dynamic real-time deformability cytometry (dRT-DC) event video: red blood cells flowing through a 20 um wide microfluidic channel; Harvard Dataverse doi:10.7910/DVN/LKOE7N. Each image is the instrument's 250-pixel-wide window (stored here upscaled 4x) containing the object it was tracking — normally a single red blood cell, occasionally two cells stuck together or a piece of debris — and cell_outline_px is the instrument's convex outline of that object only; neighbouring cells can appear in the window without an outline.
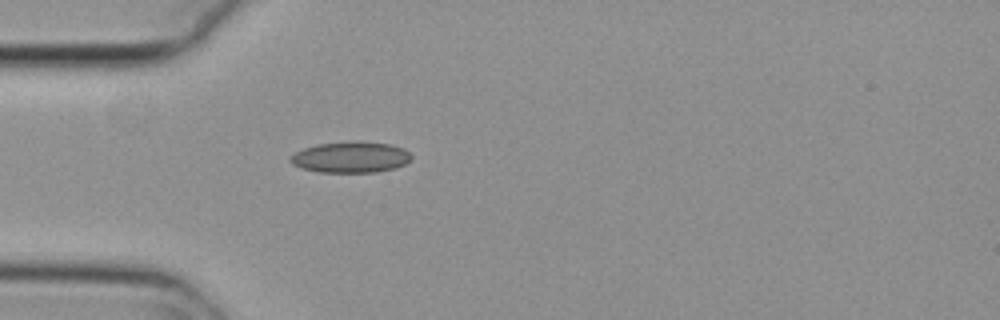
{"species": "common noctule bat (a hibernating species)", "species_latin": "Nyctalus noctula", "temperature_condition": "cold", "stored_images_in_passage": 40, "camera_frame_rate_fps": 3000, "um_per_image_px": 0.085, "animal": {"sex": "female", "body_mass_g": 29.2, "forearm_length_mm": 56.3}, "frame": {"image": 1, "passage_image": 1, "time_ms": 0.0, "image_size_px": [1000, 320], "cell_outline_px": [[412, 156], [404, 164], [396, 168], [376, 172], [320, 172], [300, 168], [292, 164], [288, 160], [288, 156], [304, 148], [320, 144], [352, 140], [388, 144], [404, 148]], "centroid_in_image_um": [29.77, 13.36], "position_along_channel_um": 55.2, "area_um2": 21.96}}
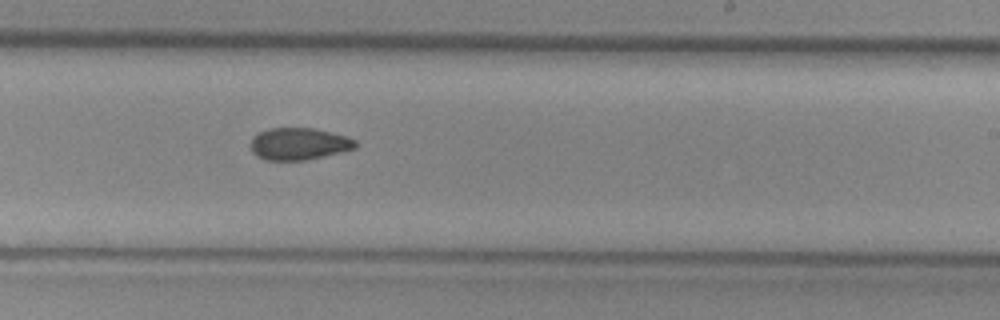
{"frame": {"image": 2, "passage_image": 18, "time_ms": 5.667, "image_size_px": [1000, 320], "cell_outline_px": [[356, 148], [308, 160], [264, 160], [256, 156], [252, 152], [252, 136], [268, 128], [312, 128], [348, 136], [356, 140]], "centroid_in_image_um": [25.4, 12.23], "position_along_channel_um": 263.6, "area_um2": 19.59}}
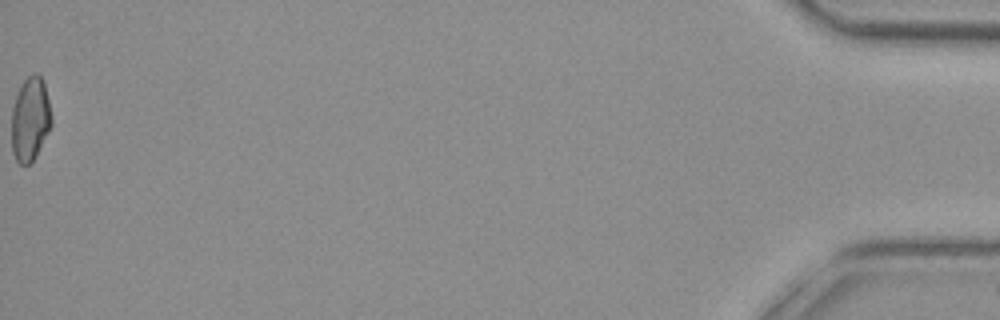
{"frame": {"image": 3, "passage_image": 40, "time_ms": 13.0, "image_size_px": [1000, 320], "cell_outline_px": [[52, 124], [36, 156], [28, 164], [20, 164], [16, 160], [12, 152], [12, 108], [20, 84], [32, 72], [36, 72], [44, 80], [52, 116]], "centroid_in_image_um": [2.57, 10.08], "position_along_channel_um": 432.6, "area_um2": 19.65}, "authors_computed_cell_mechanics": {"area_um2": 19.7387, "velocity_mm_per_s": 3.7778, "shape_relaxation_time_tau1_ms": 8.4215, "shape_relaxation_time_tau2_ms": 4.3904, "deformation_change_tau1": 0.1435, "deformation_change_tau2": 0.0753}}